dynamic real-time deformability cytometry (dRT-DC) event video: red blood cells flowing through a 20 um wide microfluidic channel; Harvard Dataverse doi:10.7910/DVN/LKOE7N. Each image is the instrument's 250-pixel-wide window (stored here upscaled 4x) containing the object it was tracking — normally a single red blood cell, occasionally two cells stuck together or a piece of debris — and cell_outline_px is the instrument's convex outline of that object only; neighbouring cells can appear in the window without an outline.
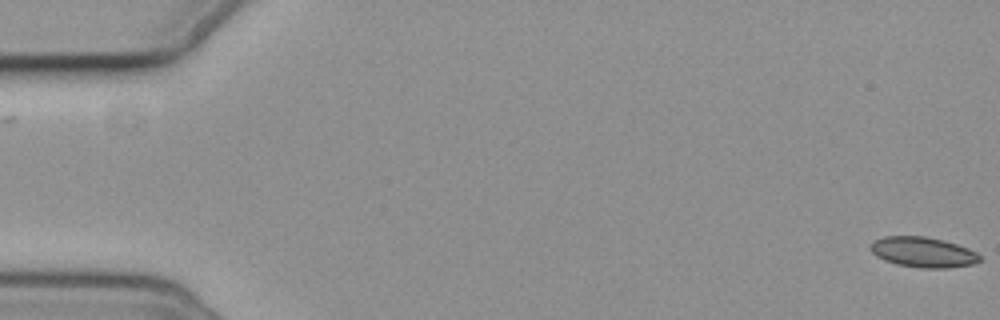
{"species": "common noctule bat (a hibernating species)", "species_latin": "Nyctalus noctula", "temperature_condition": "cold", "stored_images_in_passage": 10, "camera_frame_rate_fps": 3000, "um_per_image_px": 0.085, "animal": {"sex": "female", "body_mass_g": 19.3, "forearm_length_mm": 54.1}, "frame": {"image": 1, "passage_image": 1, "time_ms": 0.0, "image_size_px": [1000, 320], "cell_outline_px": [[980, 260], [972, 264], [948, 268], [920, 268], [896, 264], [884, 260], [876, 256], [868, 248], [876, 240], [884, 236], [924, 236], [944, 240], [968, 248], [976, 252], [980, 256]], "centroid_in_image_um": [78.44, 21.44], "position_along_channel_um": 6.6, "area_um2": 19.25}}
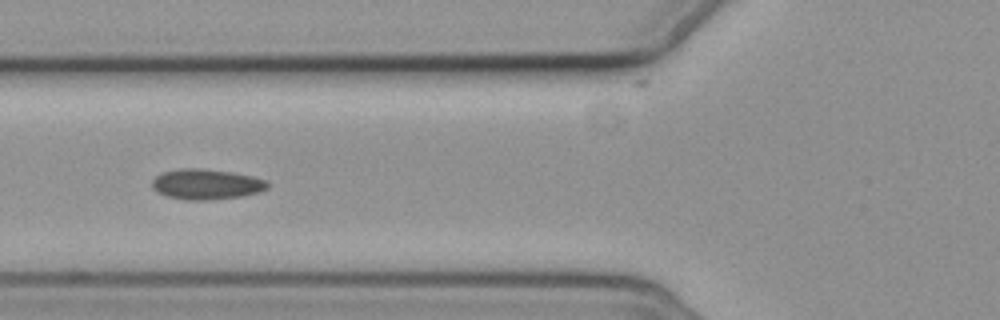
{"frame": {"image": 2, "passage_image": 7, "time_ms": 7.333, "image_size_px": [1000, 320], "cell_outline_px": [[268, 188], [260, 192], [244, 196], [212, 200], [184, 200], [168, 196], [152, 188], [152, 180], [156, 176], [164, 172], [180, 168], [200, 168], [232, 172], [252, 176], [268, 180]], "centroid_in_image_um": [17.58, 15.66], "position_along_channel_um": 108.2, "area_um2": 20.58}}
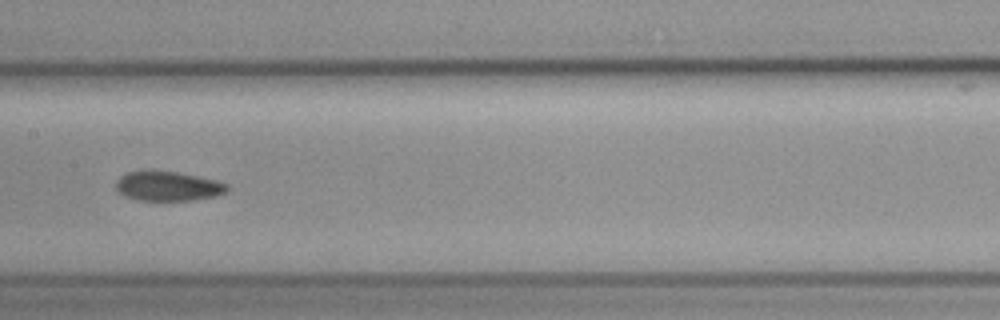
{"frame": {"image": 3, "passage_image": 9, "time_ms": 9.667, "image_size_px": [1000, 320], "cell_outline_px": [[228, 192], [216, 196], [192, 200], [136, 200], [124, 196], [116, 192], [116, 180], [120, 176], [128, 172], [144, 168], [152, 168], [176, 172], [216, 180], [228, 184]], "centroid_in_image_um": [14.21, 15.79], "position_along_channel_um": 193.2, "area_um2": 19.77}}